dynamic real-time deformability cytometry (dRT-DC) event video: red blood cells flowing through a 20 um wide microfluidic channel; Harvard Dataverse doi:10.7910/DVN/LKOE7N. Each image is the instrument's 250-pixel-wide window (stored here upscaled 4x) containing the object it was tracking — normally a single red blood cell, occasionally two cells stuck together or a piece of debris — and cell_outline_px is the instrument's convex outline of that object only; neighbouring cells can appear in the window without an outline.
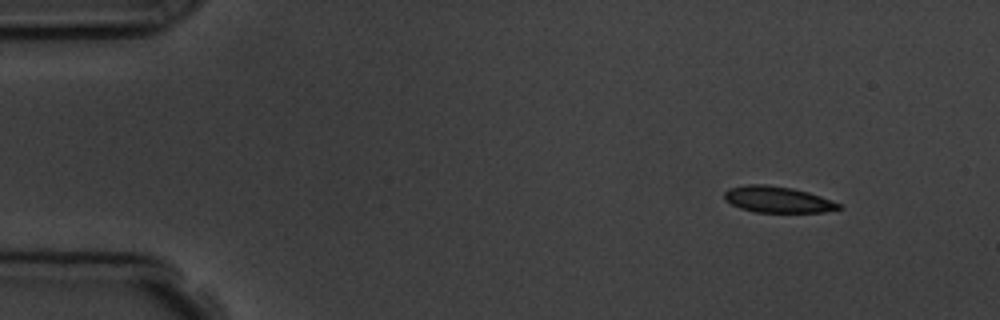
{"species": "common noctule bat (a hibernating species)", "species_latin": "Nyctalus noctula", "temperature_condition": "room temperature", "stored_images_in_passage": 4, "camera_frame_rate_fps": 3000, "um_per_image_px": 0.085, "animal": {"sex": "male", "body_mass_g": 19.5, "forearm_length_mm": 54.6}, "frame": {"image": 1, "passage_image": 1, "time_ms": 0.0, "image_size_px": [1000, 320], "cell_outline_px": [[844, 208], [824, 212], [756, 212], [740, 208], [724, 200], [724, 192], [728, 188], [748, 184], [764, 184], [792, 188], [808, 192], [820, 196], [840, 204]], "centroid_in_image_um": [66.08, 16.96], "position_along_channel_um": 18.9, "area_um2": 17.46}}
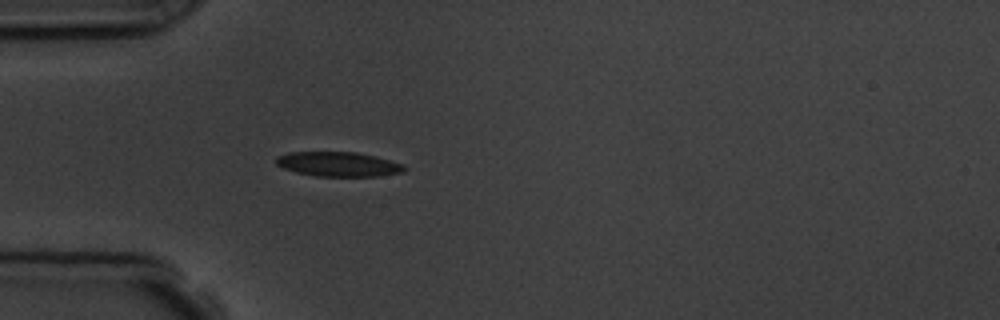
{"frame": {"image": 2, "passage_image": 4, "time_ms": 3.333, "image_size_px": [1000, 320], "cell_outline_px": [[408, 168], [404, 172], [380, 176], [316, 176], [296, 172], [284, 168], [276, 164], [276, 156], [288, 152], [356, 152], [376, 156], [404, 164]], "centroid_in_image_um": [28.8, 13.95], "position_along_channel_um": 56.2, "area_um2": 18.5}}